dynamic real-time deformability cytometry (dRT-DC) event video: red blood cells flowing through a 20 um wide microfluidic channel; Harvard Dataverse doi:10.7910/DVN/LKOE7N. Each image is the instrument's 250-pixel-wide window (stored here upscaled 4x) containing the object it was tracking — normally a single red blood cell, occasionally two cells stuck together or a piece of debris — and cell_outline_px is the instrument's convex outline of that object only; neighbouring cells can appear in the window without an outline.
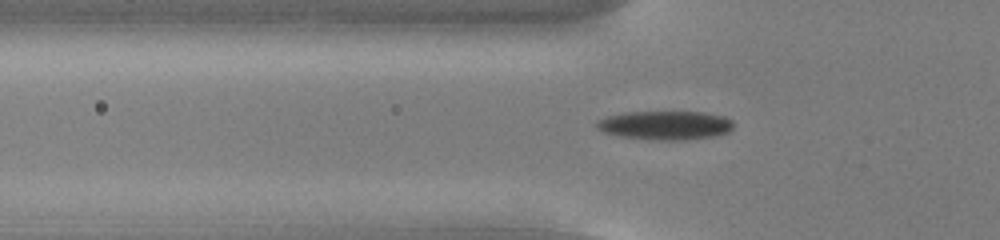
{"species": "common noctule bat (a hibernating species)", "species_latin": "Nyctalus noctula", "temperature_condition": "cold", "stored_images_in_passage": 55, "camera_frame_rate_fps": 3000, "um_per_image_px": 0.085, "animal": {"sex": "male", "body_mass_g": 13.0, "forearm_length_mm": 53.1}, "frame": {"image": 1, "passage_image": 19, "time_ms": 6.0, "image_size_px": [1000, 240], "cell_outline_px": [[732, 128], [728, 132], [716, 136], [684, 140], [648, 140], [620, 136], [604, 132], [596, 128], [596, 120], [608, 116], [624, 112], [704, 112], [724, 116], [732, 120]], "centroid_in_image_um": [56.53, 10.65], "position_along_channel_um": 69.3, "area_um2": 23.18}}
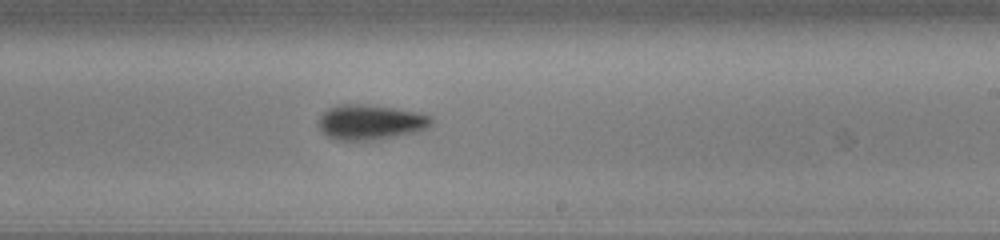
{"frame": {"image": 2, "passage_image": 34, "time_ms": 11.0, "image_size_px": [1000, 240], "cell_outline_px": [[432, 124], [428, 128], [412, 132], [372, 140], [336, 140], [328, 136], [316, 124], [320, 116], [328, 108], [340, 104], [368, 104], [396, 108], [420, 112], [432, 116]], "centroid_in_image_um": [31.48, 10.36], "position_along_channel_um": 257.5, "area_um2": 23.06}}
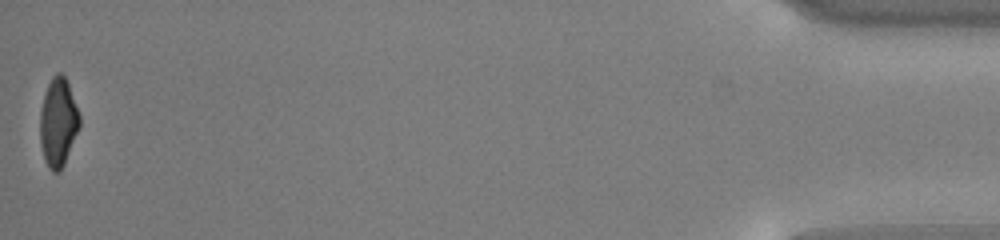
{"frame": {"image": 3, "passage_image": 55, "time_ms": 18.0, "image_size_px": [1000, 240], "cell_outline_px": [[80, 128], [64, 164], [60, 172], [52, 172], [48, 168], [44, 160], [40, 144], [40, 112], [44, 92], [52, 76], [56, 72], [60, 72], [64, 76], [68, 84], [80, 116]], "centroid_in_image_um": [4.93, 10.42], "position_along_channel_um": 430.3, "area_um2": 20.58}, "authors_computed_cell_mechanics": {"area_um2": 21.2126, "velocity_mm_per_s": 3.7826, "shape_relaxation_time_tau1_ms": 2.5407, "shape_relaxation_time_tau2_ms": 3.272, "deformation_change_tau1": 0.1215, "deformation_change_tau2": 0.0944}}